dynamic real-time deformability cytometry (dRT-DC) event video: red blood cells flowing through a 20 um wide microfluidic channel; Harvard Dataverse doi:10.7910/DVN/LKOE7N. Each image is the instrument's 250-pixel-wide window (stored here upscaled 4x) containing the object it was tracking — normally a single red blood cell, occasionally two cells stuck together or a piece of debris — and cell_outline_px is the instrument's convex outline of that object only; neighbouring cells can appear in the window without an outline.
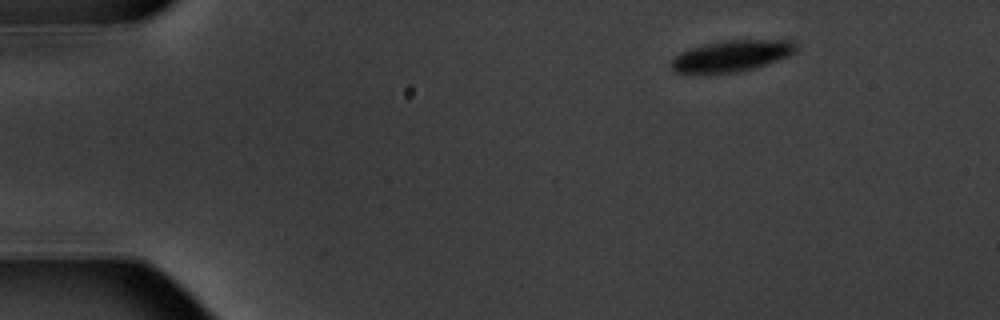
{"species": "common noctule bat (a hibernating species)", "species_latin": "Nyctalus noctula", "temperature_condition": "warm", "stored_images_in_passage": 4, "camera_frame_rate_fps": 3000, "um_per_image_px": 0.085, "animal": {"sex": "male", "body_mass_g": 20.1, "forearm_length_mm": 53.5}, "frame": {"image": 1, "passage_image": 1, "time_ms": 0.0, "image_size_px": [1000, 320], "cell_outline_px": [[800, 48], [796, 52], [788, 56], [752, 68], [736, 72], [676, 72], [668, 64], [680, 52], [688, 48], [704, 44], [724, 40], [796, 40]], "centroid_in_image_um": [62.23, 4.71], "position_along_channel_um": 22.8, "area_um2": 22.54}}
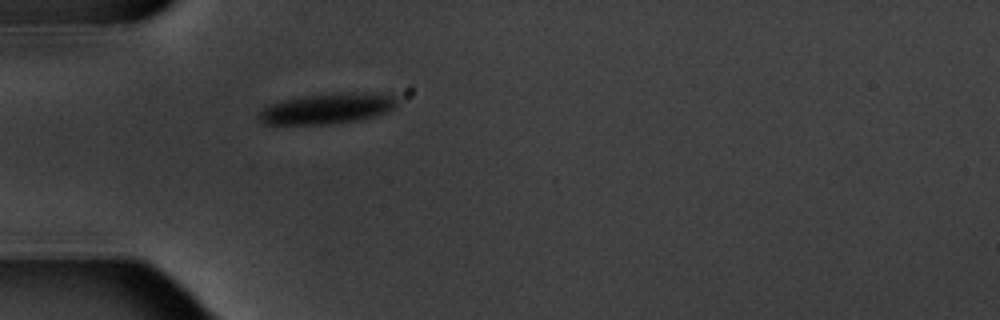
{"frame": {"image": 2, "passage_image": 4, "time_ms": 3.333, "image_size_px": [1000, 320], "cell_outline_px": [[400, 100], [392, 108], [376, 116], [356, 120], [332, 124], [264, 124], [256, 116], [264, 108], [276, 100], [332, 92], [396, 92], [400, 96]], "centroid_in_image_um": [27.9, 9.18], "position_along_channel_um": 57.1, "area_um2": 25.43}}